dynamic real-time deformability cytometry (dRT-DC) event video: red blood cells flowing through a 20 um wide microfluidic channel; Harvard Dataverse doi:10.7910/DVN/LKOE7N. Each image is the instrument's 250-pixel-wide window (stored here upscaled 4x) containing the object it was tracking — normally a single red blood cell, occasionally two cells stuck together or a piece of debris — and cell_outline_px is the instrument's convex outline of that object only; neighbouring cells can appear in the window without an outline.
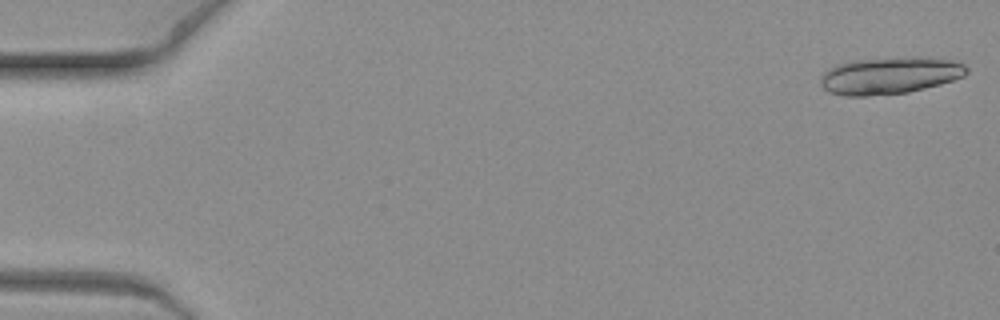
{"species": "common noctule bat (a hibernating species)", "species_latin": "Nyctalus noctula", "temperature_condition": "warm", "stored_images_in_passage": 9, "camera_frame_rate_fps": 3000, "um_per_image_px": 0.085, "animal": {"sex": "female", "body_mass_g": 19.3, "forearm_length_mm": 54.1}, "frame": {"image": 1, "passage_image": 1, "time_ms": 0.0, "image_size_px": [1000, 320], "cell_outline_px": [[968, 72], [964, 76], [940, 84], [908, 92], [868, 96], [844, 96], [828, 92], [820, 84], [820, 76], [828, 68], [836, 64], [852, 60], [952, 60], [964, 64], [968, 68]], "centroid_in_image_um": [75.53, 6.48], "position_along_channel_um": 9.5, "area_um2": 30.35}}
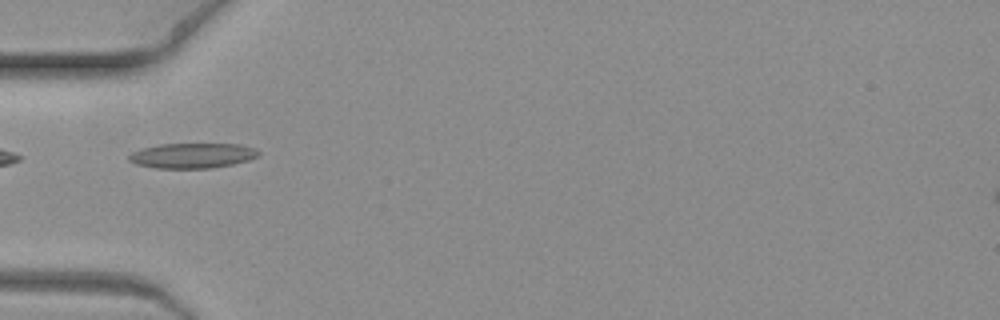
{"frame": {"image": 2, "passage_image": 7, "time_ms": 2.0, "image_size_px": [1000, 320], "cell_outline_px": [[260, 156], [248, 160], [232, 164], [212, 168], [156, 168], [136, 164], [128, 160], [128, 156], [132, 152], [144, 148], [160, 144], [240, 144], [256, 148], [260, 152]], "centroid_in_image_um": [16.39, 13.22], "position_along_channel_um": 68.6, "area_um2": 18.96}}
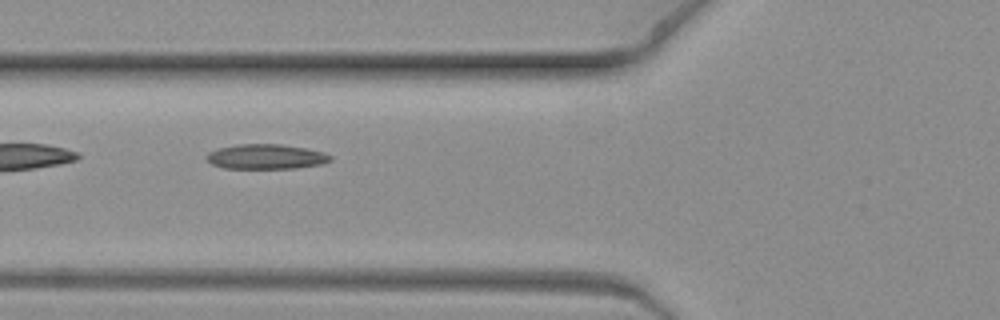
{"frame": {"image": 3, "passage_image": 8, "time_ms": 2.333, "image_size_px": [1000, 320], "cell_outline_px": [[332, 160], [320, 164], [296, 168], [224, 168], [212, 164], [208, 160], [208, 152], [220, 148], [236, 144], [280, 144], [304, 148], [324, 152], [332, 156]], "centroid_in_image_um": [22.63, 13.31], "position_along_channel_um": 103.2, "area_um2": 17.74}}